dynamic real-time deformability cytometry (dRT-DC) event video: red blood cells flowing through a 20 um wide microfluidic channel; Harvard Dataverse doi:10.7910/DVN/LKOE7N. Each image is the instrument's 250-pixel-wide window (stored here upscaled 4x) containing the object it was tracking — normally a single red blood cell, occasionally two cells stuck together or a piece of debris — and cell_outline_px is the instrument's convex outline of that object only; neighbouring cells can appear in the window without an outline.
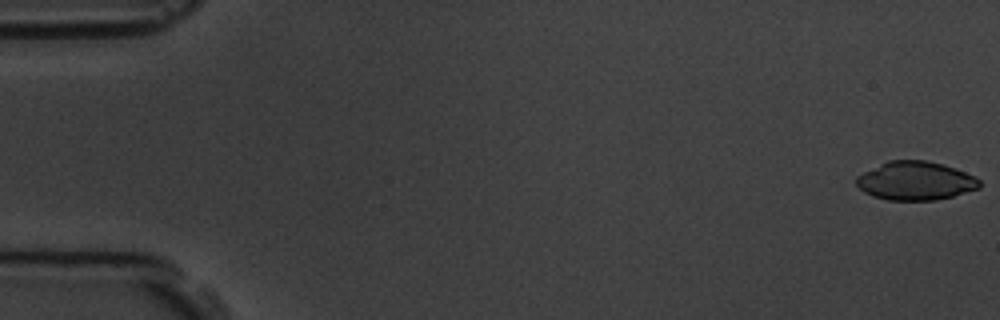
{"species": "common noctule bat (a hibernating species)", "species_latin": "Nyctalus noctula", "temperature_condition": "room temperature", "stored_images_in_passage": 7, "camera_frame_rate_fps": 3000, "um_per_image_px": 0.085, "animal": {"sex": "male", "body_mass_g": 19.5, "forearm_length_mm": 54.6}, "frame": {"image": 1, "passage_image": 1, "time_ms": 0.0, "image_size_px": [1000, 320], "cell_outline_px": [[980, 188], [952, 196], [936, 200], [888, 200], [872, 196], [864, 192], [856, 184], [856, 176], [888, 160], [924, 160], [944, 164], [976, 176], [980, 180]], "centroid_in_image_um": [77.82, 15.37], "position_along_channel_um": 7.2, "area_um2": 27.74}}